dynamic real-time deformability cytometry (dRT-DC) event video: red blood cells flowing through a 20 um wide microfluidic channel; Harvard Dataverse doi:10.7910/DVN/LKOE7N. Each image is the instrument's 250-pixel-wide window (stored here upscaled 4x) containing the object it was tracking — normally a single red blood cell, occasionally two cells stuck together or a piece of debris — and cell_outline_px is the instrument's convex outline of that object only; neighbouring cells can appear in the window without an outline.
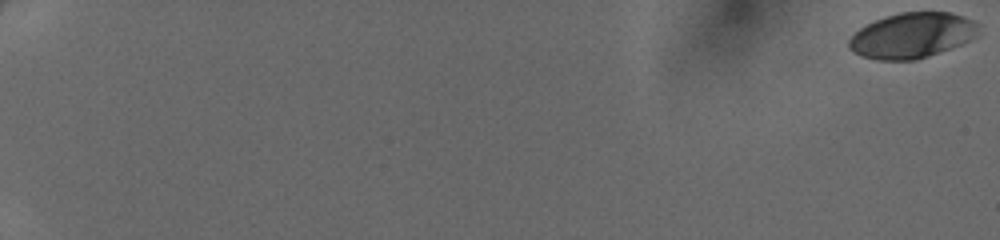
{"species": "human", "species_latin": "Homo sapiens", "temperature_condition": "cold", "stored_images_in_passage": 51, "camera_frame_rate_fps": 3000, "um_per_image_px": 0.085, "donor": {"sex": "female"}, "frame": {"image": 1, "passage_image": 1, "time_ms": 0.0, "image_size_px": [1000, 240], "cell_outline_px": [[980, 36], [952, 48], [916, 60], [876, 60], [860, 56], [852, 52], [848, 48], [848, 40], [860, 28], [876, 20], [900, 12], [948, 12], [964, 16], [980, 24]], "centroid_in_image_um": [77.57, 3.02], "position_along_channel_um": 7.4, "area_um2": 34.56}}
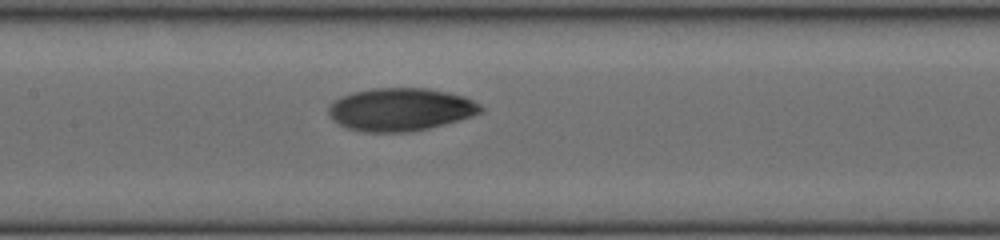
{"frame": {"image": 2, "passage_image": 29, "time_ms": 9.333, "image_size_px": [1000, 240], "cell_outline_px": [[484, 108], [480, 112], [472, 116], [444, 124], [428, 128], [408, 132], [364, 132], [348, 128], [332, 120], [328, 112], [328, 104], [340, 96], [352, 92], [372, 88], [428, 88], [448, 92], [464, 96], [480, 104]], "centroid_in_image_um": [34.01, 9.29], "position_along_channel_um": 173.4, "area_um2": 38.15}}
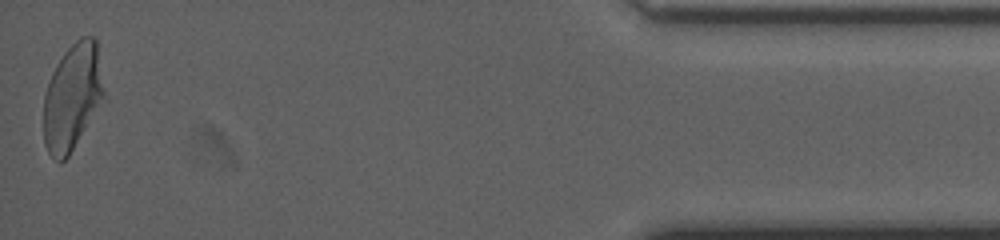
{"frame": {"image": 3, "passage_image": 51, "time_ms": 16.667, "image_size_px": [1000, 240], "cell_outline_px": [[104, 100], [68, 156], [60, 164], [48, 152], [44, 144], [44, 92], [52, 72], [56, 64], [64, 52], [80, 36], [92, 36], [96, 40], [104, 92]], "centroid_in_image_um": [6.14, 8.24], "position_along_channel_um": 429.1, "area_um2": 37.34}}